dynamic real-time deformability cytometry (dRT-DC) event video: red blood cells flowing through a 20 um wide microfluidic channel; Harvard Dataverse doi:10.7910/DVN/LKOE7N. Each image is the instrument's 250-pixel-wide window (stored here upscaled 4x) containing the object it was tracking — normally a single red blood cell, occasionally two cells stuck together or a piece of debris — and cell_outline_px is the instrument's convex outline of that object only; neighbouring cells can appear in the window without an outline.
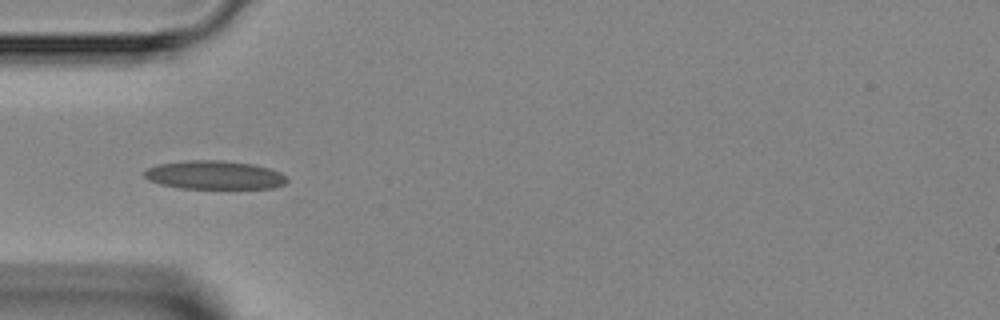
{"species": "Egyptian fruit bat (a non-hibernating species)", "species_latin": "Rousettus aegyptiacus", "temperature_condition": "room temperature", "stored_images_in_passage": 4, "camera_frame_rate_fps": 3000, "um_per_image_px": 0.085, "animal": {"sex": "female"}, "frame": {"image": 1, "passage_image": 3, "time_ms": 2.333, "image_size_px": [1000, 320], "cell_outline_px": [[288, 180], [284, 184], [272, 188], [180, 188], [160, 184], [148, 180], [144, 176], [144, 172], [148, 168], [160, 164], [184, 160], [220, 160], [252, 164], [268, 168], [280, 172], [288, 176]], "centroid_in_image_um": [18.23, 14.87], "position_along_channel_um": 66.8, "area_um2": 23.7}}
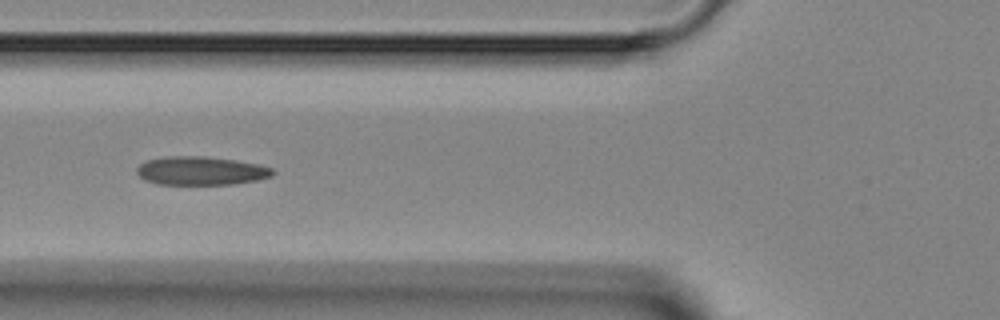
{"frame": {"image": 2, "passage_image": 4, "time_ms": 3.333, "image_size_px": [1000, 320], "cell_outline_px": [[276, 172], [272, 176], [256, 180], [232, 184], [156, 184], [144, 180], [136, 172], [136, 168], [140, 164], [148, 160], [164, 156], [204, 156], [236, 160], [260, 164], [272, 168]], "centroid_in_image_um": [17.08, 14.51], "position_along_channel_um": 108.7, "area_um2": 22.72}}